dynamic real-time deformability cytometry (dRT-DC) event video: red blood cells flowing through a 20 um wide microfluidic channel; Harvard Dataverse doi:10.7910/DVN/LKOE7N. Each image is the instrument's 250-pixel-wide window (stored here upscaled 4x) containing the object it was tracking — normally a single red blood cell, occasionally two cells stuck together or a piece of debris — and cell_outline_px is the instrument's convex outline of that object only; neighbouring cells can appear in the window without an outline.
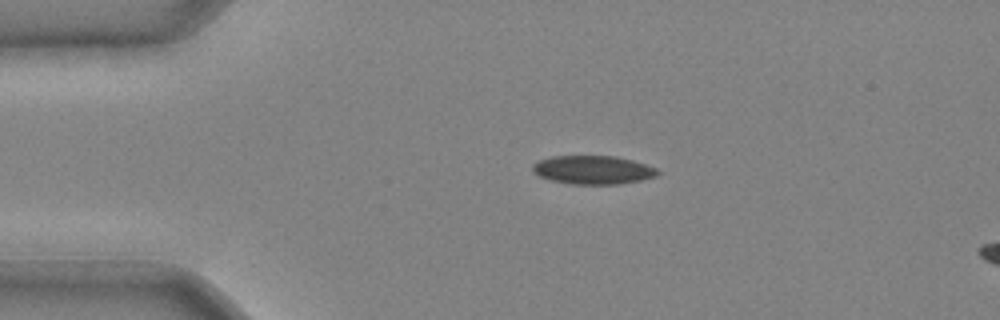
{"species": "common noctule bat (a hibernating species)", "species_latin": "Nyctalus noctula", "temperature_condition": "cold", "stored_images_in_passage": 34, "camera_frame_rate_fps": 3000, "um_per_image_px": 0.085, "animal": {"sex": "male", "body_mass_g": 20.4}, "frame": {"image": 1, "passage_image": 1, "time_ms": 0.0, "image_size_px": [1000, 320], "cell_outline_px": [[660, 172], [656, 176], [640, 180], [620, 184], [572, 184], [548, 180], [532, 172], [532, 164], [540, 160], [552, 156], [616, 156], [632, 160], [656, 168]], "centroid_in_image_um": [50.37, 14.44], "position_along_channel_um": 34.6, "area_um2": 20.81}}
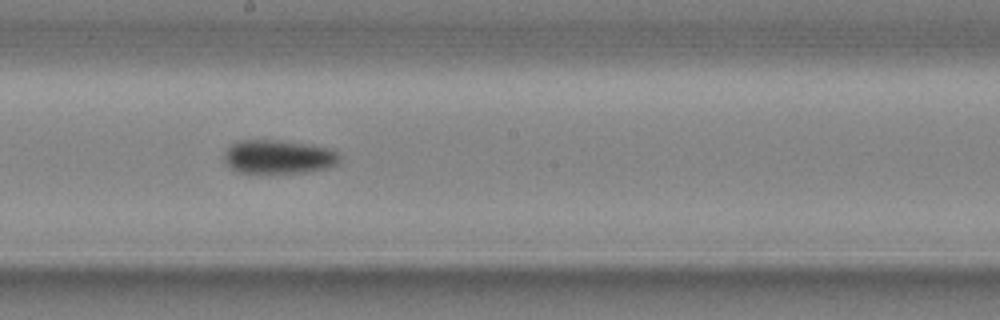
{"frame": {"image": 2, "passage_image": 16, "time_ms": 5.0, "image_size_px": [1000, 320], "cell_outline_px": [[340, 160], [336, 164], [328, 168], [304, 172], [236, 172], [224, 160], [224, 152], [236, 140], [280, 140], [312, 144], [332, 148], [340, 156]], "centroid_in_image_um": [23.7, 13.3], "position_along_channel_um": 224.5, "area_um2": 22.77}}
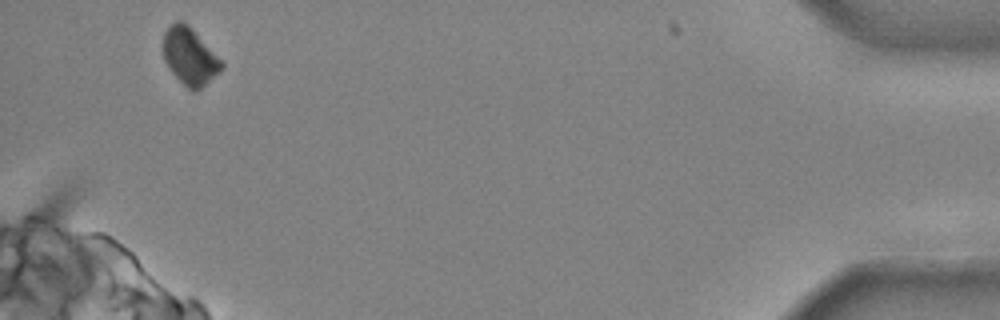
{"frame": {"image": 3, "passage_image": 33, "time_ms": 10.667, "image_size_px": [1000, 320], "cell_outline_px": [[224, 68], [196, 92], [188, 88], [172, 72], [164, 60], [164, 32], [176, 20], [184, 20], [192, 28], [224, 64]], "centroid_in_image_um": [16.13, 4.78], "position_along_channel_um": 419.1, "area_um2": 19.02}}